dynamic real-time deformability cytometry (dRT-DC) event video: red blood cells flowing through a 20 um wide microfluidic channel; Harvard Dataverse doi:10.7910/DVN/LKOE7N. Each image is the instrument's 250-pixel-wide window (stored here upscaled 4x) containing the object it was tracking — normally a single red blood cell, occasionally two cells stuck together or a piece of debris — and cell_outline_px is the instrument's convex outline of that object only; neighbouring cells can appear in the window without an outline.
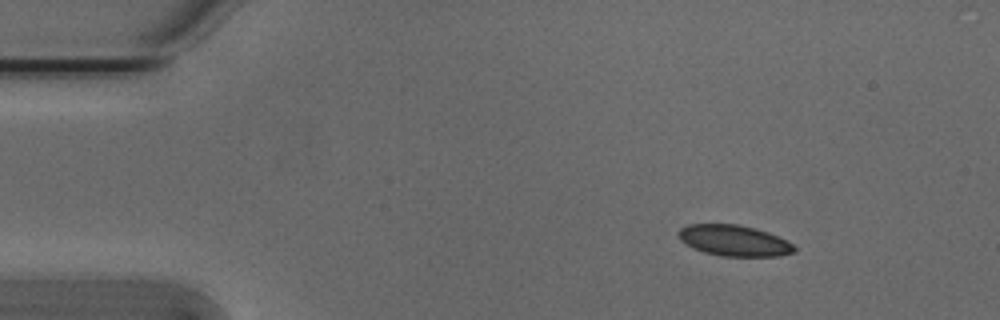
{"species": "Egyptian fruit bat (a non-hibernating species)", "species_latin": "Rousettus aegyptiacus", "temperature_condition": "cold", "stored_images_in_passage": 47, "camera_frame_rate_fps": 3000, "um_per_image_px": 0.085, "animal": {"sex": "male"}, "frame": {"image": 1, "passage_image": 1, "time_ms": 0.0, "image_size_px": [1000, 320], "cell_outline_px": [[796, 252], [780, 256], [720, 256], [704, 252], [692, 248], [680, 240], [676, 232], [680, 228], [688, 224], [736, 224], [756, 228], [768, 232], [792, 244], [796, 248]], "centroid_in_image_um": [62.36, 20.45], "position_along_channel_um": 22.6, "area_um2": 20.98}}
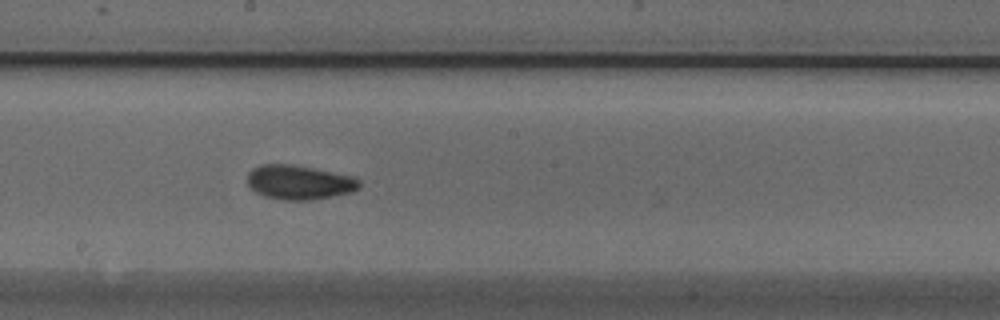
{"frame": {"image": 2, "passage_image": 23, "time_ms": 7.333, "image_size_px": [1000, 320], "cell_outline_px": [[360, 188], [352, 192], [312, 200], [284, 200], [264, 196], [256, 192], [248, 184], [248, 172], [252, 168], [260, 164], [292, 164], [352, 176], [360, 180]], "centroid_in_image_um": [25.43, 15.49], "position_along_channel_um": 222.8, "area_um2": 22.37}}
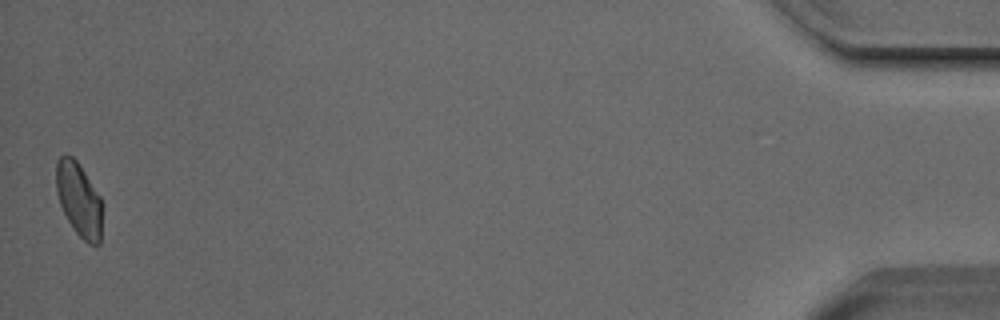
{"frame": {"image": 3, "passage_image": 47, "time_ms": 15.333, "image_size_px": [1000, 320], "cell_outline_px": [[100, 244], [88, 244], [72, 228], [60, 204], [56, 192], [56, 160], [64, 152], [72, 156], [76, 160], [100, 196]], "centroid_in_image_um": [6.66, 16.91], "position_along_channel_um": 428.5, "area_um2": 19.54}, "authors_computed_cell_mechanics": {"area_um2": 21.0392, "velocity_mm_per_s": 3.7922, "shape_relaxation_time_tau1_ms": 4.4555, "shape_relaxation_time_tau2_ms": 1.209, "deformation_change_tau1": 0.0955, "deformation_change_tau2": 0.0442}}